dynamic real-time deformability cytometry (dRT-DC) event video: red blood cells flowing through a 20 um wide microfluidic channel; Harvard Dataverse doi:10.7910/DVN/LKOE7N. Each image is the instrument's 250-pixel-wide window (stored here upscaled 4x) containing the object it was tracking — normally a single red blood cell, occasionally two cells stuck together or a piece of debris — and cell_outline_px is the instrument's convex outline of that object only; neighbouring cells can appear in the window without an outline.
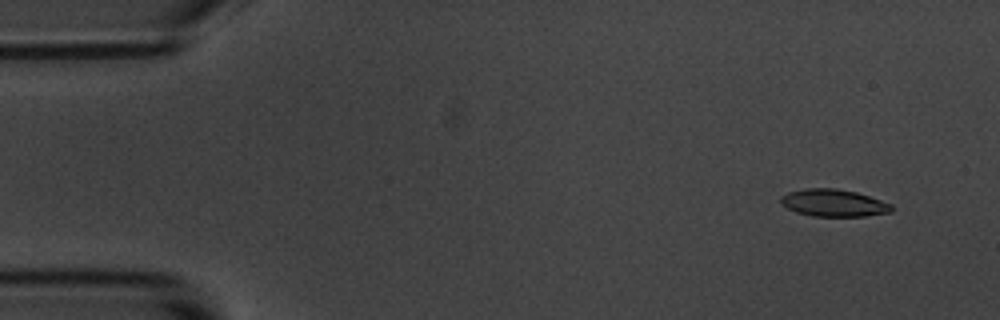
{"species": "common noctule bat (a hibernating species)", "species_latin": "Nyctalus noctula", "temperature_condition": "room temperature", "stored_images_in_passage": 6, "camera_frame_rate_fps": 3000, "um_per_image_px": 0.085, "animal": {"sex": "male", "body_mass_g": 20.1, "forearm_length_mm": 53.5}, "frame": {"image": 1, "passage_image": 1, "time_ms": 0.0, "image_size_px": [1000, 320], "cell_outline_px": [[892, 212], [864, 216], [812, 216], [796, 212], [780, 204], [780, 196], [788, 192], [808, 188], [836, 188], [856, 192], [892, 204]], "centroid_in_image_um": [70.83, 17.25], "position_along_channel_um": 14.2, "area_um2": 17.57}}
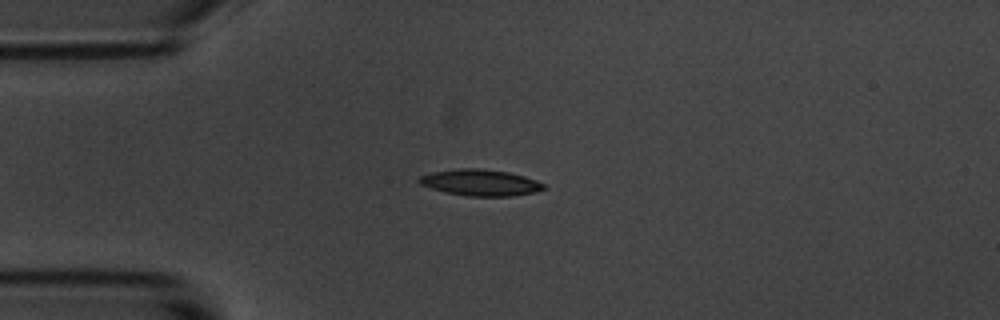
{"frame": {"image": 2, "passage_image": 4, "time_ms": 3.333, "image_size_px": [1000, 320], "cell_outline_px": [[548, 188], [536, 192], [512, 196], [468, 196], [444, 192], [420, 184], [416, 180], [420, 176], [432, 172], [460, 168], [480, 168], [508, 172], [524, 176], [536, 180], [544, 184]], "centroid_in_image_um": [40.85, 15.52], "position_along_channel_um": 44.2, "area_um2": 19.19}}